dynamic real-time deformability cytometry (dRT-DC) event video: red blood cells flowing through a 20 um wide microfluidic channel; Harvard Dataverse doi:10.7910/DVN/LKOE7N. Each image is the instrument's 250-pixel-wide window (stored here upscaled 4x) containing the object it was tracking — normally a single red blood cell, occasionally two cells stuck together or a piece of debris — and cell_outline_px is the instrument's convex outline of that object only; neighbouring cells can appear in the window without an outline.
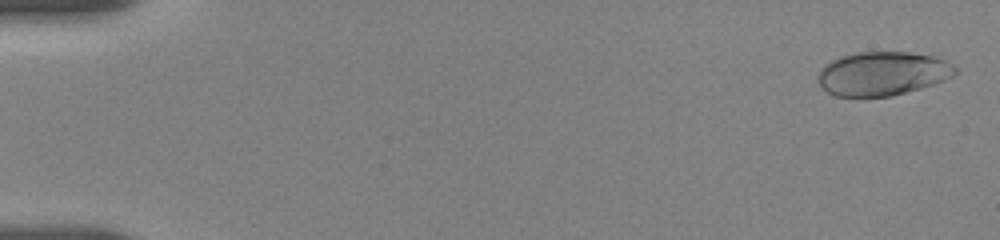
{"species": "human", "species_latin": "Homo sapiens", "temperature_condition": "room temperature", "stored_images_in_passage": 23, "camera_frame_rate_fps": 3000, "um_per_image_px": 0.085, "donor": {"sex": "female"}, "frame": {"image": 1, "passage_image": 2, "time_ms": 0.333, "image_size_px": [1000, 240], "cell_outline_px": [[960, 72], [944, 80], [920, 88], [892, 96], [836, 96], [828, 92], [820, 84], [816, 76], [820, 68], [824, 64], [840, 56], [856, 52], [908, 52], [932, 56], [944, 60], [960, 68]], "centroid_in_image_um": [75.02, 6.24], "position_along_channel_um": 10.0, "area_um2": 35.14}}
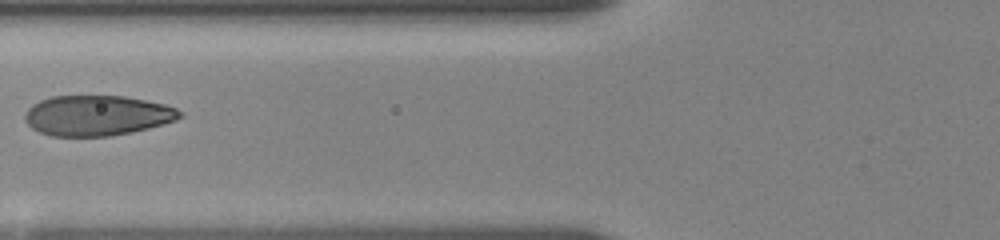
{"frame": {"image": 2, "passage_image": 20, "time_ms": 7.333, "image_size_px": [1000, 240], "cell_outline_px": [[184, 116], [176, 120], [164, 124], [132, 132], [108, 136], [52, 136], [40, 132], [32, 128], [24, 120], [24, 116], [28, 108], [32, 104], [40, 100], [52, 96], [124, 96], [164, 104], [176, 108], [184, 112]], "centroid_in_image_um": [8.26, 9.82], "position_along_channel_um": 117.5, "area_um2": 36.47}}
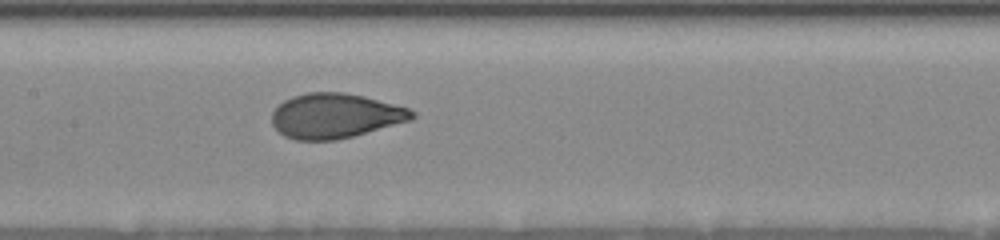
{"frame": {"image": 3, "passage_image": 23, "time_ms": 9.0, "image_size_px": [1000, 240], "cell_outline_px": [[416, 116], [412, 120], [352, 136], [336, 140], [296, 140], [284, 136], [272, 124], [272, 112], [284, 100], [292, 96], [308, 92], [344, 92], [364, 96], [408, 108], [416, 112]], "centroid_in_image_um": [28.49, 9.84], "position_along_channel_um": 178.9, "area_um2": 36.53}}